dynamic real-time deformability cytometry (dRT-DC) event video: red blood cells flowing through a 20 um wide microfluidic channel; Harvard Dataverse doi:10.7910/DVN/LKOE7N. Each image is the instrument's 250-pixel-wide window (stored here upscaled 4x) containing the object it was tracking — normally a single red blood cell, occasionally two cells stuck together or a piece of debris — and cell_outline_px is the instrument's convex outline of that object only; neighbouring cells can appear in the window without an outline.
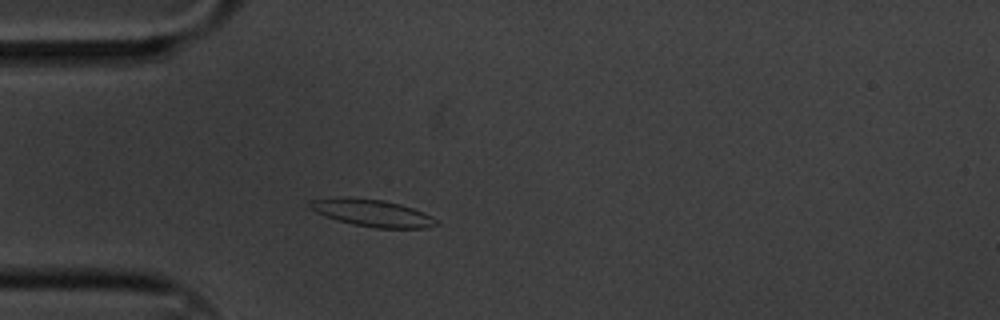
{"species": "common noctule bat (a hibernating species)", "species_latin": "Nyctalus noctula", "temperature_condition": "cold", "stored_images_in_passage": 3, "camera_frame_rate_fps": 3000, "um_per_image_px": 0.085, "animal": {"sex": "male", "body_mass_g": 20.1, "forearm_length_mm": 53.5}, "frame": {"image": 1, "passage_image": 3, "time_ms": 0.667, "image_size_px": [1000, 320], "cell_outline_px": [[440, 224], [428, 228], [376, 228], [356, 224], [340, 220], [316, 212], [308, 208], [308, 200], [384, 200], [400, 204], [424, 212], [432, 216]], "centroid_in_image_um": [31.78, 18.15], "position_along_channel_um": 53.2, "area_um2": 18.84}}